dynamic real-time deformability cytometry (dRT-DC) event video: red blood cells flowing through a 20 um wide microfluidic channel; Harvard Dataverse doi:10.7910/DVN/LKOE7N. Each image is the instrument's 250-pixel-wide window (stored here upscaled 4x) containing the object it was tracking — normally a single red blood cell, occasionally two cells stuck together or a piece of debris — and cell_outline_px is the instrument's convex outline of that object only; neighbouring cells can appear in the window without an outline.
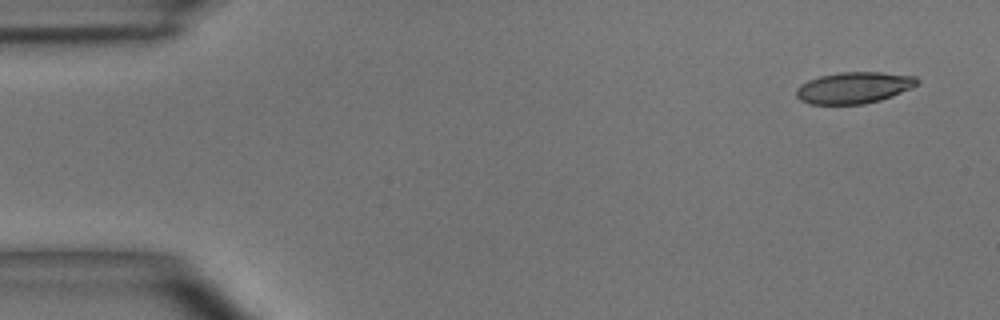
{"species": "common noctule bat (a hibernating species)", "species_latin": "Nyctalus noctula", "temperature_condition": "room temperature", "stored_images_in_passage": 4, "camera_frame_rate_fps": 3000, "um_per_image_px": 0.085, "animal": {"sex": "male", "body_mass_g": 15.6}, "frame": {"image": 1, "passage_image": 1, "time_ms": 0.0, "image_size_px": [1000, 320], "cell_outline_px": [[920, 84], [912, 88], [892, 96], [880, 100], [864, 104], [808, 104], [800, 100], [796, 96], [796, 88], [800, 84], [808, 80], [820, 76], [840, 72], [880, 72], [916, 76], [920, 80]], "centroid_in_image_um": [72.6, 7.45], "position_along_channel_um": 12.4, "area_um2": 22.37}}
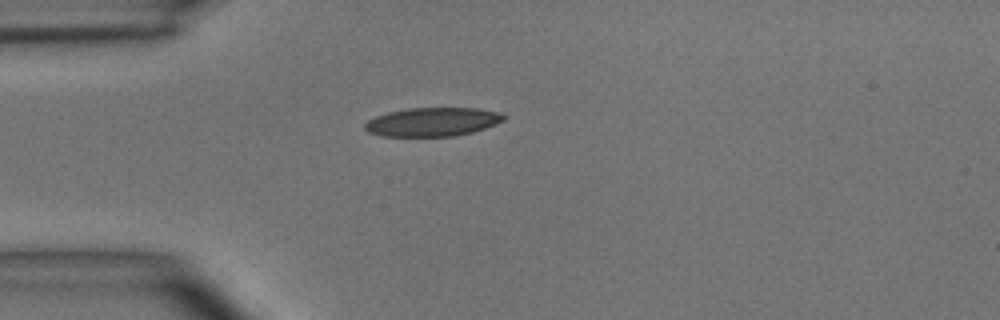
{"frame": {"image": 2, "passage_image": 4, "time_ms": 1.0, "image_size_px": [1000, 320], "cell_outline_px": [[504, 120], [484, 128], [472, 132], [452, 136], [380, 136], [368, 132], [364, 128], [364, 124], [368, 120], [376, 116], [388, 112], [408, 108], [476, 108], [500, 112], [504, 116]], "centroid_in_image_um": [36.72, 10.36], "position_along_channel_um": 48.3, "area_um2": 23.12}}